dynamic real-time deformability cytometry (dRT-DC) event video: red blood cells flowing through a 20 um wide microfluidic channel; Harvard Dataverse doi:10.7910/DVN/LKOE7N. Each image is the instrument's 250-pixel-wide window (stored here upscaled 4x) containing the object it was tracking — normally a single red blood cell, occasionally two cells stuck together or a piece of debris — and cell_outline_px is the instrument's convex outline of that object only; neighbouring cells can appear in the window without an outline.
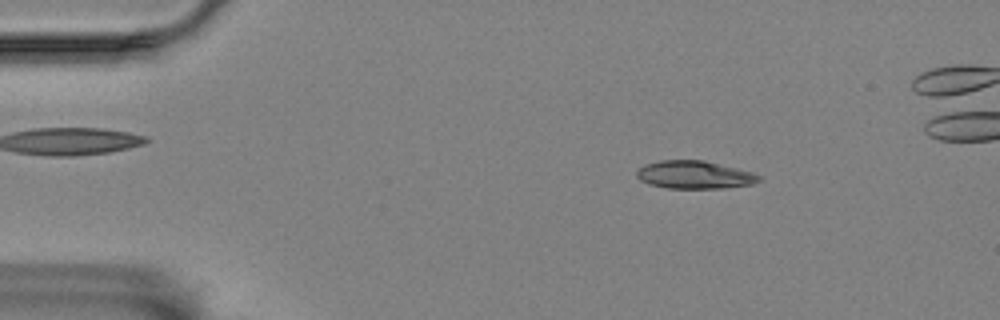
{"species": "Egyptian fruit bat (a non-hibernating species)", "species_latin": "Rousettus aegyptiacus", "temperature_condition": "room temperature", "stored_images_in_passage": 24, "camera_frame_rate_fps": 3000, "um_per_image_px": 0.085, "animal": {"sex": "female"}, "frame": {"image": 1, "passage_image": 9, "time_ms": 2.667, "image_size_px": [1000, 320], "cell_outline_px": [[760, 180], [752, 184], [724, 188], [668, 188], [648, 184], [640, 180], [636, 176], [636, 172], [644, 164], [660, 160], [704, 160], [752, 172], [760, 176]], "centroid_in_image_um": [59.0, 14.85], "position_along_channel_um": 26.0, "area_um2": 19.83}}
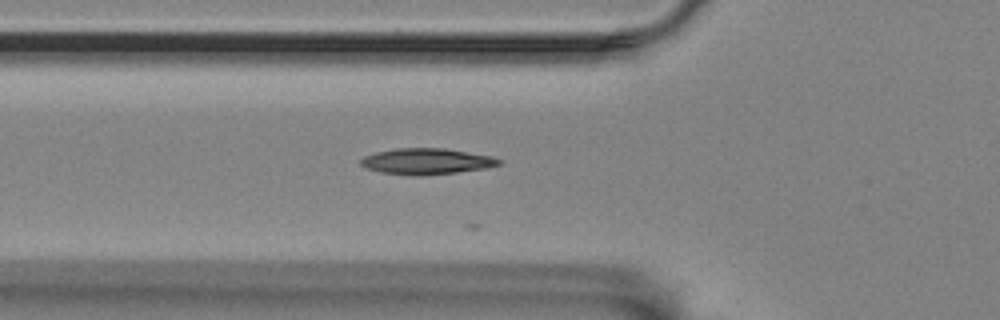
{"frame": {"image": 2, "passage_image": 20, "time_ms": 6.333, "image_size_px": [1000, 320], "cell_outline_px": [[504, 160], [500, 164], [488, 168], [456, 172], [420, 176], [412, 176], [380, 172], [364, 168], [360, 164], [360, 160], [364, 156], [376, 152], [396, 148], [444, 148], [492, 156]], "centroid_in_image_um": [36.25, 13.72], "position_along_channel_um": 89.5, "area_um2": 21.15}}
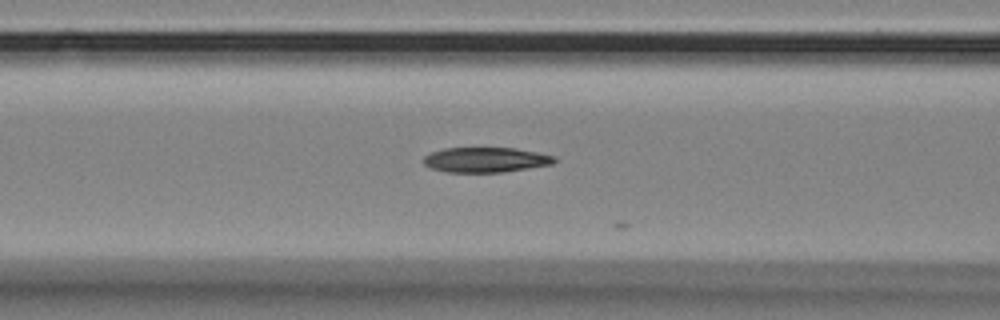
{"frame": {"image": 3, "passage_image": 23, "time_ms": 7.333, "image_size_px": [1000, 320], "cell_outline_px": [[556, 160], [552, 164], [504, 172], [448, 172], [432, 168], [424, 164], [424, 156], [432, 152], [444, 148], [516, 148], [556, 156]], "centroid_in_image_um": [41.3, 13.58], "position_along_channel_um": 125.3, "area_um2": 18.96}}